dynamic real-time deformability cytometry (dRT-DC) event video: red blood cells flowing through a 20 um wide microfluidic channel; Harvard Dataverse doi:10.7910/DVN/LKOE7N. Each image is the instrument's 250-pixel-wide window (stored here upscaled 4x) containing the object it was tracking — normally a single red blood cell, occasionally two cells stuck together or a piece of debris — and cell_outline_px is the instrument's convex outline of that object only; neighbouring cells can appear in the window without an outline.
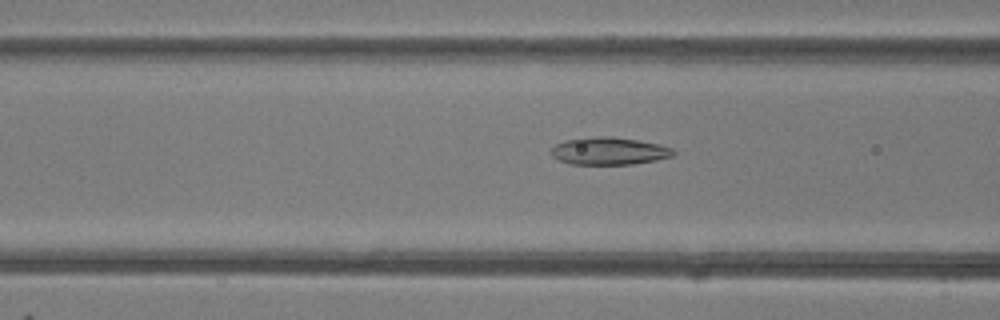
{"species": "common noctule bat (a hibernating species)", "species_latin": "Nyctalus noctula", "temperature_condition": "room temperature", "stored_images_in_passage": 45, "camera_frame_rate_fps": 3000, "um_per_image_px": 0.085, "animal": {"sex": "female"}, "frame": {"image": 1, "passage_image": 15, "time_ms": 4.667, "image_size_px": [1000, 320], "cell_outline_px": [[676, 152], [672, 156], [656, 160], [632, 164], [568, 164], [552, 156], [552, 148], [556, 144], [564, 140], [596, 136], [612, 136], [660, 144], [672, 148]], "centroid_in_image_um": [51.78, 12.83], "position_along_channel_um": 114.8, "area_um2": 19.54}}
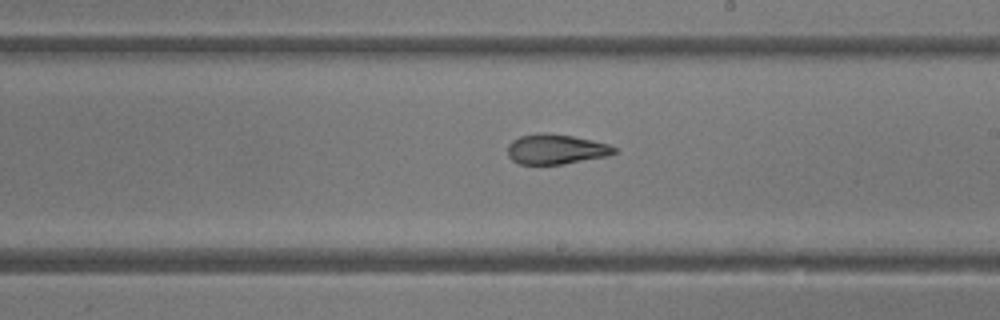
{"frame": {"image": 2, "passage_image": 24, "time_ms": 7.667, "image_size_px": [1000, 320], "cell_outline_px": [[616, 152], [608, 156], [564, 164], [520, 164], [512, 160], [508, 156], [508, 144], [512, 140], [520, 136], [540, 132], [544, 132], [572, 136], [592, 140], [608, 144], [616, 148]], "centroid_in_image_um": [47.24, 12.68], "position_along_channel_um": 241.8, "area_um2": 18.67}}
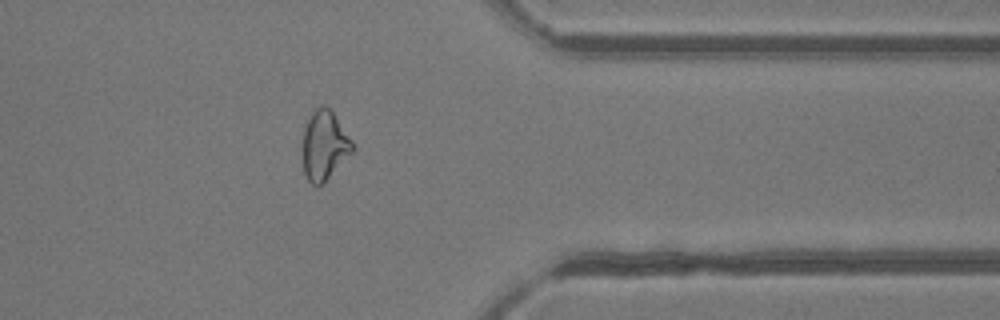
{"frame": {"image": 3, "passage_image": 35, "time_ms": 11.333, "image_size_px": [1000, 320], "cell_outline_px": [[356, 148], [324, 184], [312, 184], [308, 180], [304, 172], [300, 152], [300, 148], [304, 128], [312, 108], [324, 104], [332, 108], [352, 140]], "centroid_in_image_um": [27.55, 12.31], "position_along_channel_um": 383.9, "area_um2": 21.15}, "authors_computed_cell_mechanics": {"area_um2": 20.519, "velocity_mm_per_s": 4.2272, "shape_relaxation_time_tau1_ms": 8.0816, "shape_relaxation_time_tau2_ms": 1.4975, "deformation_change_tau1": 0.2467, "deformation_change_tau2": 0.0941}}